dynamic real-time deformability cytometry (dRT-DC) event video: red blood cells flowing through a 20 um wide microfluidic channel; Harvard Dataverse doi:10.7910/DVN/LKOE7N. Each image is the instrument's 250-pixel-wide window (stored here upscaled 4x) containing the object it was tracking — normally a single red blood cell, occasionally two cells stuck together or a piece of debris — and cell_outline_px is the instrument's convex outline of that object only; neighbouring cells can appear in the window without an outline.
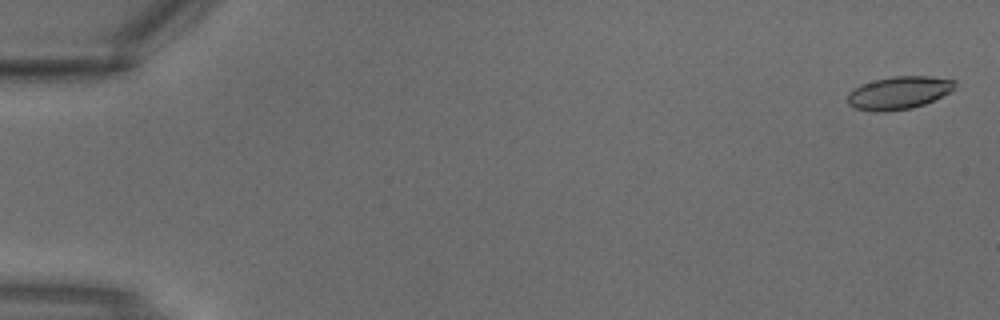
{"species": "common noctule bat (a hibernating species)", "species_latin": "Nyctalus noctula", "temperature_condition": "warm", "stored_images_in_passage": 4, "segment_of_instrument_passage": [1, 2], "camera_frame_rate_fps": 3000, "um_per_image_px": 0.085, "animal": {"sex": "male", "body_mass_g": 18.8}, "frame": {"image": 1, "passage_image": 1, "time_ms": 0.0, "image_size_px": [1000, 320], "cell_outline_px": [[956, 84], [948, 92], [924, 104], [912, 108], [884, 112], [872, 112], [856, 108], [848, 104], [848, 92], [860, 84], [892, 76], [928, 76], [956, 80]], "centroid_in_image_um": [76.35, 7.89], "position_along_channel_um": 8.7, "area_um2": 20.4}}
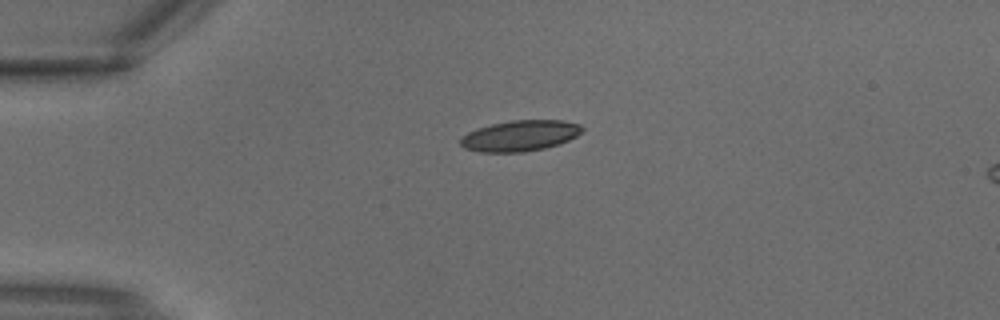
{"frame": {"image": 2, "passage_image": 3, "time_ms": 0.667, "image_size_px": [1000, 320], "cell_outline_px": [[584, 128], [576, 136], [560, 144], [544, 148], [524, 152], [480, 152], [464, 148], [460, 144], [460, 136], [476, 128], [492, 124], [512, 120], [564, 120], [580, 124]], "centroid_in_image_um": [44.18, 11.53], "position_along_channel_um": 40.8, "area_um2": 21.96}}